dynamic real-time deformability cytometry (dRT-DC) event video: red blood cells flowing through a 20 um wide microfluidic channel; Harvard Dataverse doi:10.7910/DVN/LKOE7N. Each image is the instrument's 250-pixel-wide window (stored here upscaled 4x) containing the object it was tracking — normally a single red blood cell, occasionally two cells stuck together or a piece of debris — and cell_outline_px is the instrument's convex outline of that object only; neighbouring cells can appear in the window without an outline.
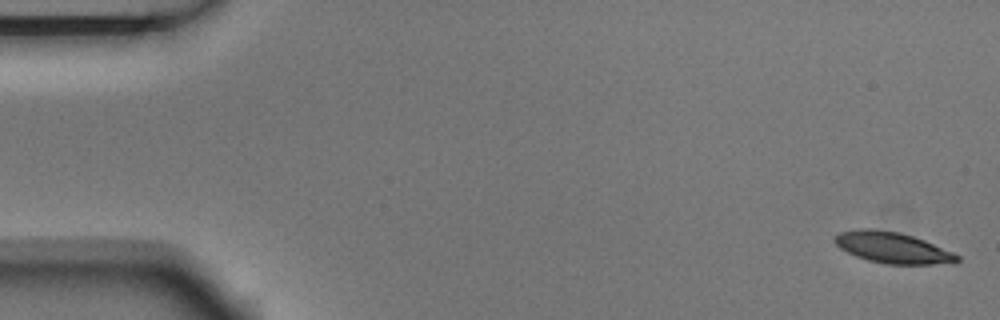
{"species": "Egyptian fruit bat (a non-hibernating species)", "species_latin": "Rousettus aegyptiacus", "temperature_condition": "room temperature", "stored_images_in_passage": 8, "camera_frame_rate_fps": 3000, "um_per_image_px": 0.085, "animal": {"sex": "male"}, "frame": {"image": 1, "passage_image": 1, "time_ms": 0.0, "image_size_px": [1000, 320], "cell_outline_px": [[960, 260], [956, 264], [884, 264], [868, 260], [856, 256], [840, 248], [832, 240], [832, 236], [840, 232], [860, 228], [872, 228], [900, 232], [924, 240], [952, 252], [960, 256]], "centroid_in_image_um": [75.86, 21.05], "position_along_channel_um": 9.1, "area_um2": 22.37}}
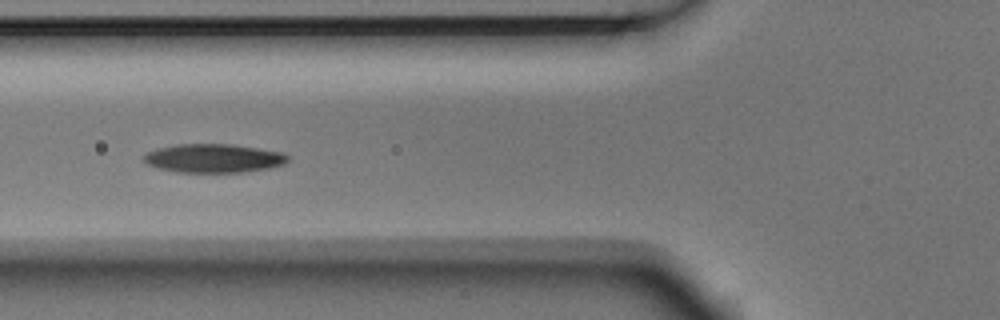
{"frame": {"image": 2, "passage_image": 6, "time_ms": 1.667, "image_size_px": [1000, 320], "cell_outline_px": [[288, 160], [284, 164], [268, 168], [240, 172], [176, 172], [160, 168], [148, 164], [144, 160], [144, 156], [148, 152], [156, 148], [176, 144], [232, 144], [280, 152], [288, 156]], "centroid_in_image_um": [18.13, 13.45], "position_along_channel_um": 107.7, "area_um2": 23.81}}
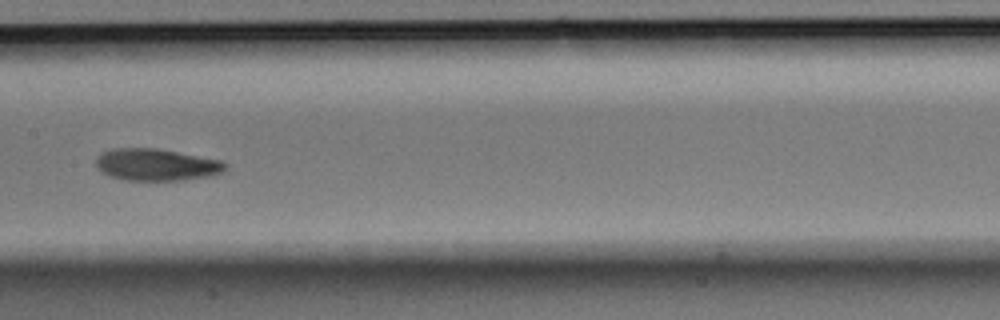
{"frame": {"image": 3, "passage_image": 8, "time_ms": 2.333, "image_size_px": [1000, 320], "cell_outline_px": [[228, 168], [224, 172], [216, 176], [184, 180], [120, 180], [100, 172], [96, 168], [96, 156], [112, 148], [156, 148], [224, 160], [228, 164]], "centroid_in_image_um": [13.35, 14.01], "position_along_channel_um": 194.0, "area_um2": 24.74}}